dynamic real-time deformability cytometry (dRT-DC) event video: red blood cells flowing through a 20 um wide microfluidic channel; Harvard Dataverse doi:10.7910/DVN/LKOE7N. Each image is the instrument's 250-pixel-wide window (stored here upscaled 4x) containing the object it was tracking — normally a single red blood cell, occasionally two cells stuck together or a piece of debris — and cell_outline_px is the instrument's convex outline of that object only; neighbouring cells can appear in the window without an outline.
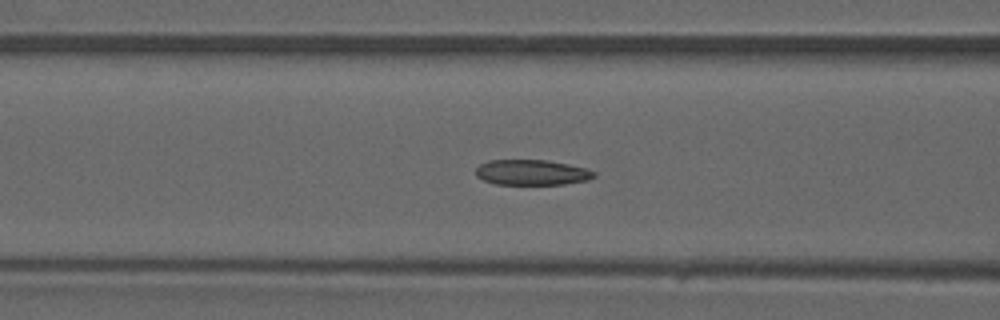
{"species": "common noctule bat (a hibernating species)", "species_latin": "Nyctalus noctula", "temperature_condition": "warm", "stored_images_in_passage": 42, "camera_frame_rate_fps": 3000, "um_per_image_px": 0.085, "animal": {"sex": "male", "forearm_length_mm": 52.5}, "frame": {"image": 1, "passage_image": 14, "time_ms": 4.333, "image_size_px": [1000, 320], "cell_outline_px": [[596, 176], [588, 180], [564, 184], [496, 184], [484, 180], [476, 176], [476, 168], [480, 164], [488, 160], [544, 160], [568, 164], [584, 168], [596, 172]], "centroid_in_image_um": [45.2, 14.65], "position_along_channel_um": 121.4, "area_um2": 17.4}}
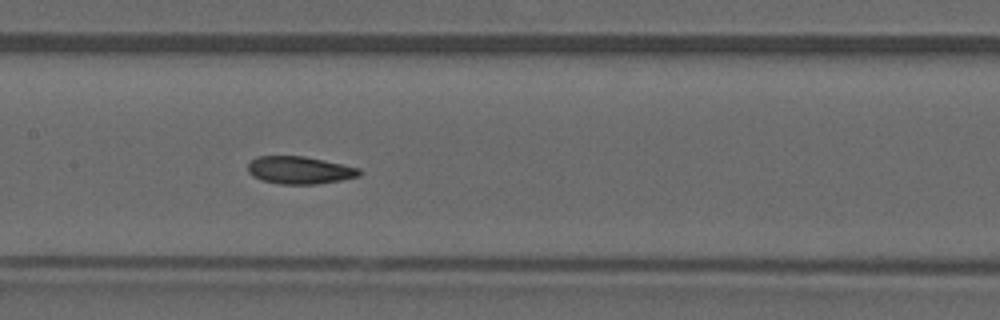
{"frame": {"image": 2, "passage_image": 18, "time_ms": 5.667, "image_size_px": [1000, 320], "cell_outline_px": [[360, 176], [340, 180], [316, 184], [280, 184], [260, 180], [252, 176], [248, 172], [248, 164], [256, 156], [304, 156], [324, 160], [360, 168]], "centroid_in_image_um": [25.44, 14.46], "position_along_channel_um": 182.0, "area_um2": 17.92}}
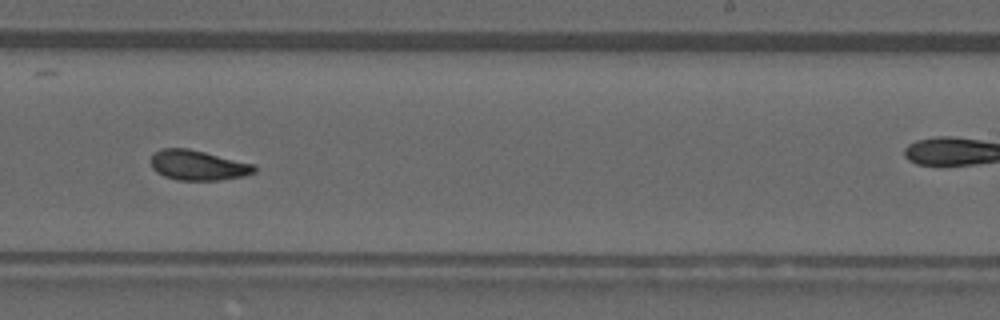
{"frame": {"image": 3, "passage_image": 24, "time_ms": 7.667, "image_size_px": [1000, 320], "cell_outline_px": [[256, 172], [244, 176], [220, 180], [176, 180], [164, 176], [156, 172], [152, 168], [152, 156], [156, 152], [164, 148], [188, 148], [252, 164], [256, 168]], "centroid_in_image_um": [16.82, 14.06], "position_along_channel_um": 272.2, "area_um2": 17.86}}